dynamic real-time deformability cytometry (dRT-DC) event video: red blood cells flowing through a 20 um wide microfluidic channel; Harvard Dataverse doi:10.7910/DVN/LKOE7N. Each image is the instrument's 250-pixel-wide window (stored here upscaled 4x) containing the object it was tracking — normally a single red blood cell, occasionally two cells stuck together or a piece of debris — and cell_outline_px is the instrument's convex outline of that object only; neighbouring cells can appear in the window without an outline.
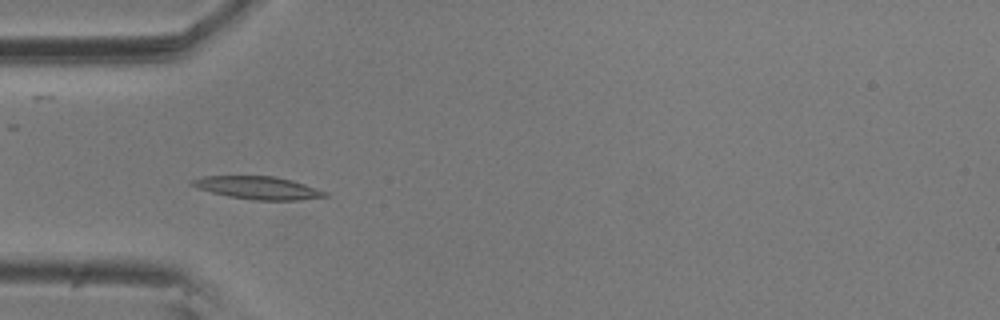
{"species": "common noctule bat (a hibernating species)", "species_latin": "Nyctalus noctula", "temperature_condition": "room temperature", "stored_images_in_passage": 4, "camera_frame_rate_fps": 3000, "um_per_image_px": 0.085, "animal": {"sex": "male", "body_mass_g": 20.5, "forearm_length_mm": 52.5}, "frame": {"image": 1, "passage_image": 3, "time_ms": 0.667, "image_size_px": [1000, 320], "cell_outline_px": [[328, 196], [300, 200], [256, 200], [228, 196], [212, 192], [188, 184], [188, 180], [204, 176], [276, 176], [292, 180], [328, 192]], "centroid_in_image_um": [21.92, 15.95], "position_along_channel_um": 63.1, "area_um2": 17.63}}
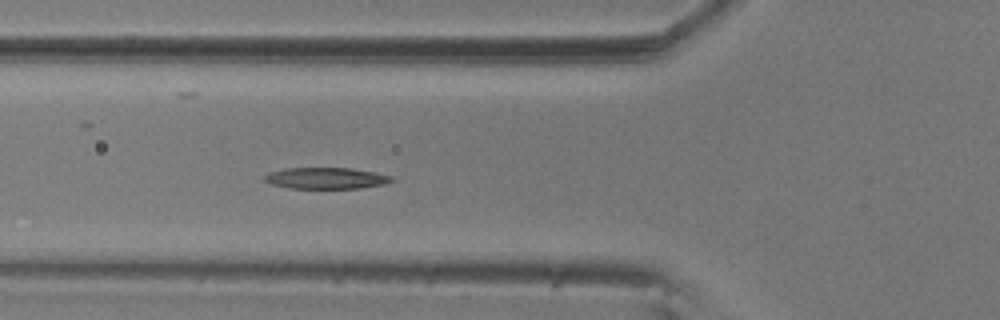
{"frame": {"image": 2, "passage_image": 4, "time_ms": 1.0, "image_size_px": [1000, 320], "cell_outline_px": [[396, 180], [384, 184], [360, 188], [288, 188], [272, 184], [264, 180], [264, 176], [268, 172], [284, 168], [352, 168], [392, 176]], "centroid_in_image_um": [27.7, 15.14], "position_along_channel_um": 98.1, "area_um2": 15.78}}